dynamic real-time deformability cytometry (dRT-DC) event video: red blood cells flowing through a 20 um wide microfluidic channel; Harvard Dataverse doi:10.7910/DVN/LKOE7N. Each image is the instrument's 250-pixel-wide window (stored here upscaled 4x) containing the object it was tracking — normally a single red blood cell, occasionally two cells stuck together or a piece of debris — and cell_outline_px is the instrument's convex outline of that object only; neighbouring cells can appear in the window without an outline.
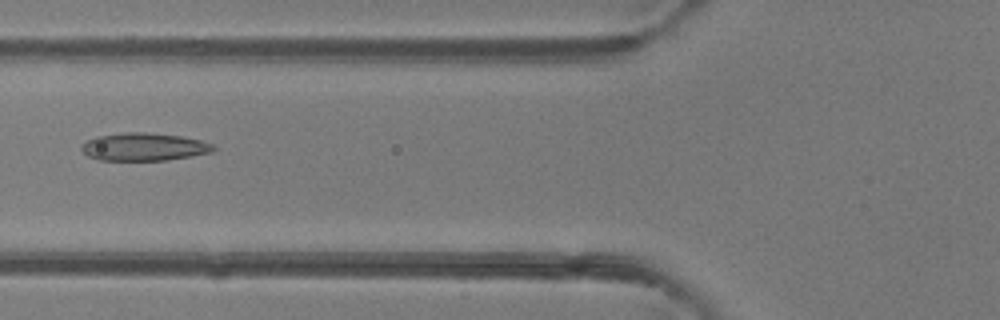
{"species": "common noctule bat (a hibernating species)", "species_latin": "Nyctalus noctula", "temperature_condition": "room temperature", "stored_images_in_passage": 49, "camera_frame_rate_fps": 3000, "um_per_image_px": 0.085, "animal": {"sex": "female"}, "frame": {"image": 1, "passage_image": 19, "time_ms": 6.0, "image_size_px": [1000, 320], "cell_outline_px": [[216, 148], [212, 152], [192, 156], [168, 160], [100, 160], [88, 156], [80, 148], [80, 144], [96, 136], [124, 132], [148, 132], [184, 136], [200, 140], [212, 144]], "centroid_in_image_um": [12.24, 12.47], "position_along_channel_um": 113.6, "area_um2": 21.56}}
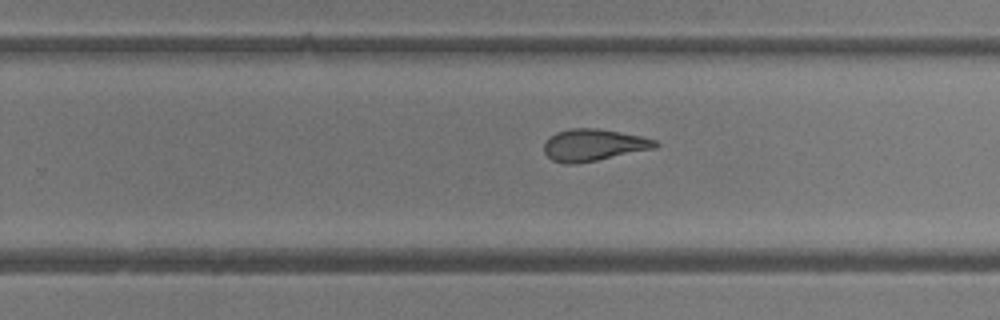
{"frame": {"image": 2, "passage_image": 31, "time_ms": 10.0, "image_size_px": [1000, 320], "cell_outline_px": [[660, 144], [656, 148], [596, 160], [572, 164], [564, 164], [552, 160], [544, 152], [544, 144], [556, 132], [572, 128], [596, 128], [620, 132], [640, 136], [656, 140]], "centroid_in_image_um": [50.46, 12.32], "position_along_channel_um": 279.3, "area_um2": 20.46}}
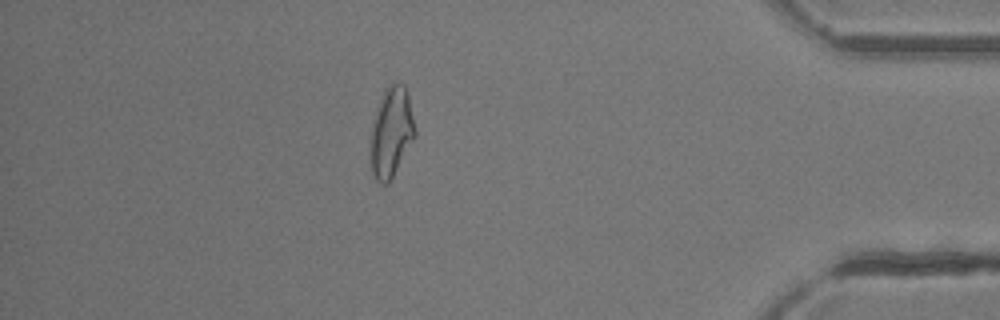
{"frame": {"image": 3, "passage_image": 43, "time_ms": 14.0, "image_size_px": [1000, 320], "cell_outline_px": [[416, 136], [388, 184], [380, 184], [376, 180], [372, 172], [372, 124], [376, 108], [384, 88], [392, 80], [404, 84], [408, 96], [416, 132]], "centroid_in_image_um": [33.27, 11.18], "position_along_channel_um": 401.9, "area_um2": 23.18}, "authors_computed_cell_mechanics": {"area_um2": 22.4264, "velocity_mm_per_s": 4.1397, "shape_relaxation_time_tau1_ms": 7.8536, "shape_relaxation_time_tau2_ms": 1.665, "deformation_change_tau1": 0.2554, "deformation_change_tau2": 0.1032}}